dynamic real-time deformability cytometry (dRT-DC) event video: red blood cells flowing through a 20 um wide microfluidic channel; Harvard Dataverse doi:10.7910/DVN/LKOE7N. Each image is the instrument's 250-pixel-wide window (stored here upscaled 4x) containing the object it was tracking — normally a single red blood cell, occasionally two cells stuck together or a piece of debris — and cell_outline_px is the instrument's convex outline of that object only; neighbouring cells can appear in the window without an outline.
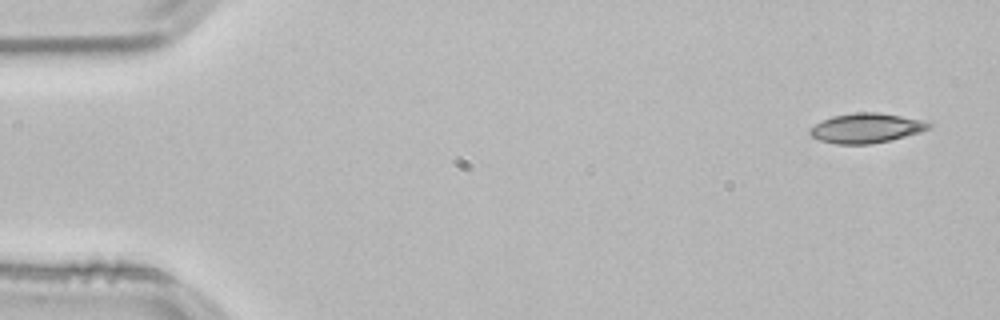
{"species": "common noctule bat (a hibernating species)", "species_latin": "Nyctalus noctula", "temperature_condition": "room temperature", "stored_images_in_passage": 51, "camera_frame_rate_fps": 3000, "um_per_image_px": 0.085, "animal": {"sex": "male", "body_mass_g": 21.5, "forearm_length_mm": 52.0}, "frame": {"image": 1, "passage_image": 1, "time_ms": 0.0, "image_size_px": [1000, 320], "cell_outline_px": [[932, 128], [920, 132], [888, 140], [868, 144], [836, 144], [820, 140], [812, 136], [808, 132], [808, 128], [832, 116], [852, 112], [880, 112], [920, 120], [932, 124]], "centroid_in_image_um": [73.6, 10.88], "position_along_channel_um": 11.4, "area_um2": 20.4}}
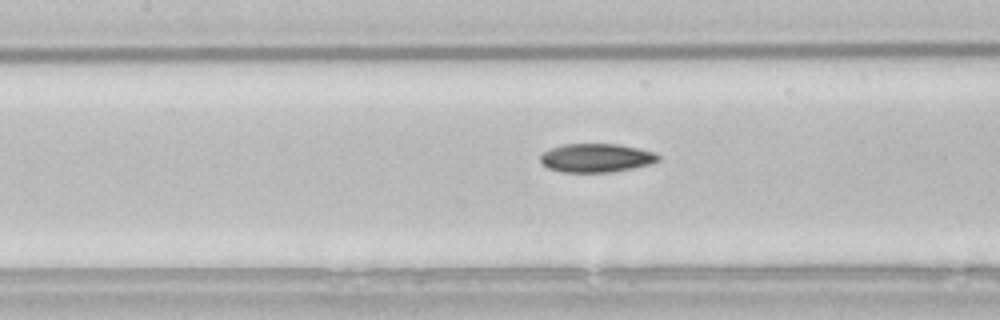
{"frame": {"image": 2, "passage_image": 22, "time_ms": 7.0, "image_size_px": [1000, 320], "cell_outline_px": [[660, 160], [648, 164], [632, 168], [612, 172], [560, 172], [548, 168], [540, 160], [540, 156], [544, 152], [552, 148], [564, 144], [620, 144], [656, 152], [660, 156]], "centroid_in_image_um": [50.7, 13.42], "position_along_channel_um": 156.7, "area_um2": 19.65}}
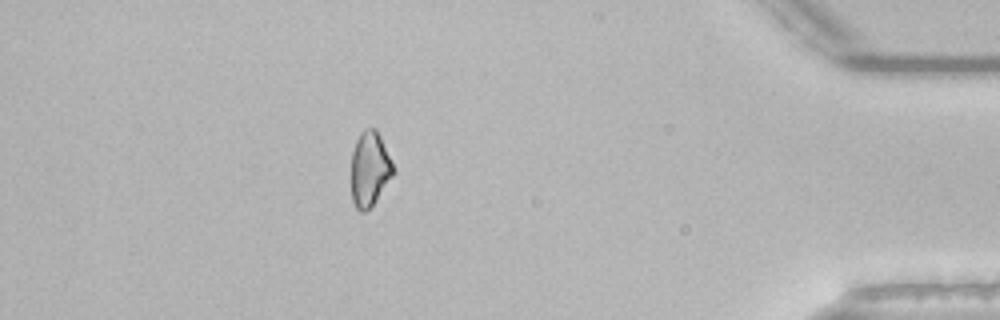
{"frame": {"image": 3, "passage_image": 45, "time_ms": 14.667, "image_size_px": [1000, 320], "cell_outline_px": [[396, 172], [376, 200], [364, 212], [360, 212], [356, 208], [352, 200], [352, 152], [356, 140], [360, 132], [364, 128], [376, 128], [380, 136]], "centroid_in_image_um": [31.42, 14.35], "position_along_channel_um": 403.8, "area_um2": 18.21}}